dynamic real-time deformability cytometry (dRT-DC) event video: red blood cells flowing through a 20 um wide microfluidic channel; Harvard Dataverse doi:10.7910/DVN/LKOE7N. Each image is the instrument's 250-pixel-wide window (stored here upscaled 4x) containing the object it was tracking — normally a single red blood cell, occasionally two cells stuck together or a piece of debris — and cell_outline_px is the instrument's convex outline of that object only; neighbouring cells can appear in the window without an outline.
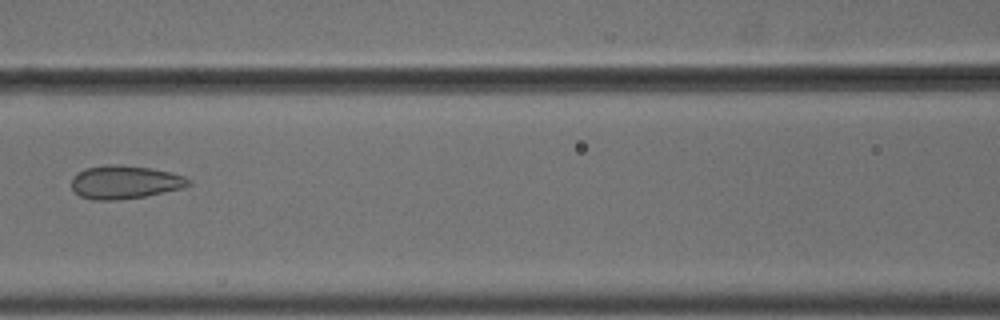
{"species": "common noctule bat (a hibernating species)", "species_latin": "Nyctalus noctula", "temperature_condition": "cold", "stored_images_in_passage": 7, "camera_frame_rate_fps": 3000, "um_per_image_px": 0.085, "animal": {"sex": "male", "body_mass_g": 18.8}, "frame": {"image": 1, "passage_image": 7, "time_ms": 2.0, "image_size_px": [1000, 320], "cell_outline_px": [[192, 184], [184, 188], [144, 196], [116, 200], [92, 200], [80, 196], [72, 188], [72, 176], [84, 168], [108, 164], [116, 164], [152, 168], [184, 176], [192, 180]], "centroid_in_image_um": [10.61, 15.48], "position_along_channel_um": 156.0, "area_um2": 22.83}}